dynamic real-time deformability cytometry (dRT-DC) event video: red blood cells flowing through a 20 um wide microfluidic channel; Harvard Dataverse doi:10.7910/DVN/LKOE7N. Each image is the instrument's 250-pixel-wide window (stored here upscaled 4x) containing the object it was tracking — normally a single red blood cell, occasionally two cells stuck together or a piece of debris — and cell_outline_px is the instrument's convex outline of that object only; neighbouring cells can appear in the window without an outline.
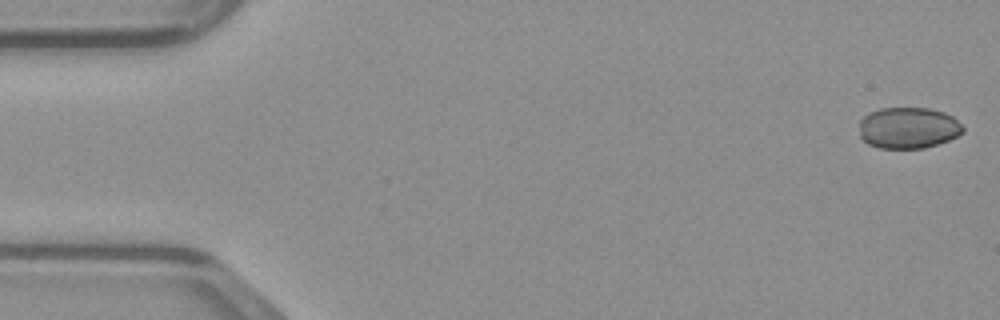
{"species": "common noctule bat (a hibernating species)", "species_latin": "Nyctalus noctula", "temperature_condition": "warm", "stored_images_in_passage": 48, "camera_frame_rate_fps": 3000, "um_per_image_px": 0.085, "animal": {"sex": "male", "body_mass_g": 23.1, "forearm_length_mm": 52.7}, "frame": {"image": 1, "passage_image": 1, "time_ms": 0.0, "image_size_px": [1000, 320], "cell_outline_px": [[964, 132], [948, 140], [924, 148], [880, 148], [868, 144], [860, 136], [860, 120], [868, 112], [880, 108], [928, 108], [944, 112], [952, 116], [964, 128]], "centroid_in_image_um": [77.18, 10.86], "position_along_channel_um": 7.8, "area_um2": 24.91}}
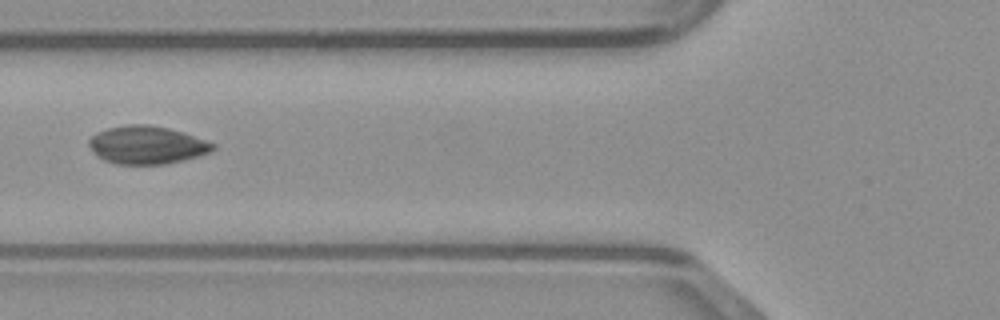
{"frame": {"image": 2, "passage_image": 18, "time_ms": 5.667, "image_size_px": [1000, 320], "cell_outline_px": [[216, 148], [212, 152], [184, 160], [168, 164], [116, 164], [104, 160], [96, 156], [92, 152], [88, 144], [88, 140], [96, 132], [108, 128], [128, 124], [148, 124], [168, 128], [184, 132], [216, 144]], "centroid_in_image_um": [12.49, 12.32], "position_along_channel_um": 113.3, "area_um2": 27.74}}
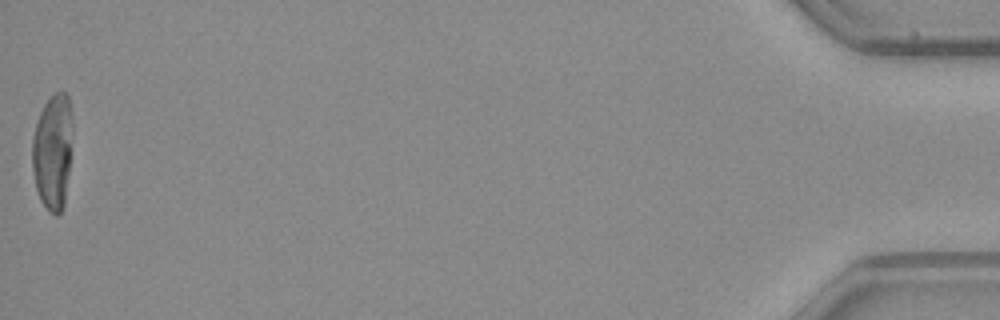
{"frame": {"image": 3, "passage_image": 48, "time_ms": 15.667, "image_size_px": [1000, 320], "cell_outline_px": [[72, 132], [68, 172], [64, 208], [56, 216], [48, 212], [40, 200], [36, 188], [32, 168], [32, 136], [40, 112], [44, 104], [56, 92], [64, 92], [68, 96], [72, 116]], "centroid_in_image_um": [4.47, 12.91], "position_along_channel_um": 430.7, "area_um2": 27.28}}